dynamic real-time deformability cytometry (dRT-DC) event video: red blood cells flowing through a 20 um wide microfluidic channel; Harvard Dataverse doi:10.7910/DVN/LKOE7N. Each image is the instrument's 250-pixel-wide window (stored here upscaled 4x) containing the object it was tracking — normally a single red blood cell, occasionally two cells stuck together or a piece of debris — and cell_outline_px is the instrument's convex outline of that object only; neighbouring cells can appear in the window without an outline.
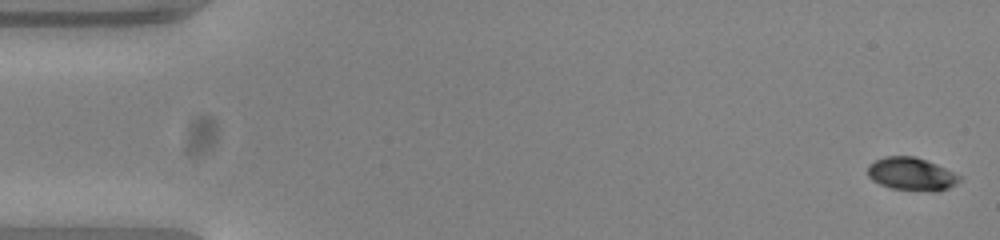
{"species": "common noctule bat (a hibernating species)", "species_latin": "Nyctalus noctula", "temperature_condition": "warm", "stored_images_in_passage": 53, "camera_frame_rate_fps": 3000, "um_per_image_px": 0.085, "animal": {"sex": "female", "body_mass_g": 23.0, "forearm_length_mm": 53.4}, "frame": {"image": 1, "passage_image": 1, "time_ms": 0.0, "image_size_px": [1000, 240], "cell_outline_px": [[960, 180], [956, 184], [948, 188], [936, 192], [932, 192], [892, 188], [880, 184], [872, 180], [868, 176], [868, 164], [876, 160], [888, 156], [912, 156], [936, 164], [960, 176]], "centroid_in_image_um": [77.46, 14.81], "position_along_channel_um": 7.5, "area_um2": 17.4}}
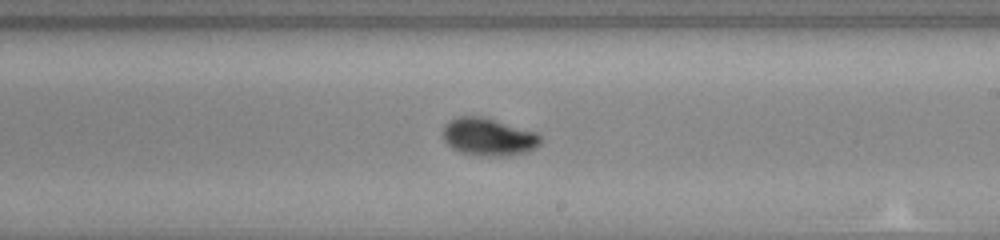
{"frame": {"image": 2, "passage_image": 31, "time_ms": 10.0, "image_size_px": [1000, 240], "cell_outline_px": [[544, 140], [536, 148], [528, 152], [508, 156], [488, 156], [460, 152], [452, 148], [444, 140], [444, 124], [448, 120], [456, 116], [480, 116], [536, 132]], "centroid_in_image_um": [41.54, 11.64], "position_along_channel_um": 247.5, "area_um2": 21.44}}
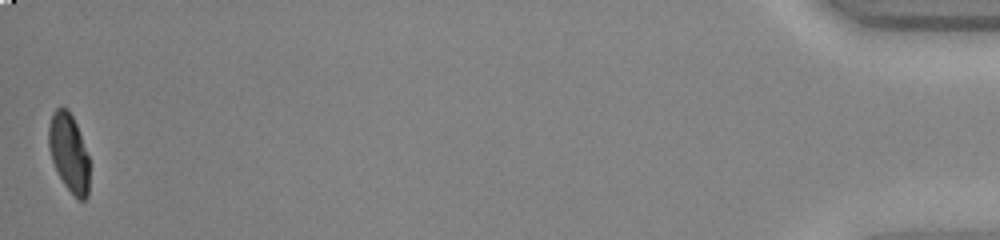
{"frame": {"image": 3, "passage_image": 53, "time_ms": 17.333, "image_size_px": [1000, 240], "cell_outline_px": [[88, 196], [84, 200], [80, 200], [64, 184], [52, 160], [48, 148], [48, 128], [52, 116], [56, 108], [68, 108], [76, 124], [88, 156]], "centroid_in_image_um": [5.84, 12.96], "position_along_channel_um": 429.4, "area_um2": 18.09}, "authors_computed_cell_mechanics": {"area_um2": 19.8254, "velocity_mm_per_s": 3.839, "shape_relaxation_time_tau1_ms": 2.7435, "shape_relaxation_time_tau2_ms": null, "deformation_change_tau1": 0.1545, "deformation_change_tau2": null}}